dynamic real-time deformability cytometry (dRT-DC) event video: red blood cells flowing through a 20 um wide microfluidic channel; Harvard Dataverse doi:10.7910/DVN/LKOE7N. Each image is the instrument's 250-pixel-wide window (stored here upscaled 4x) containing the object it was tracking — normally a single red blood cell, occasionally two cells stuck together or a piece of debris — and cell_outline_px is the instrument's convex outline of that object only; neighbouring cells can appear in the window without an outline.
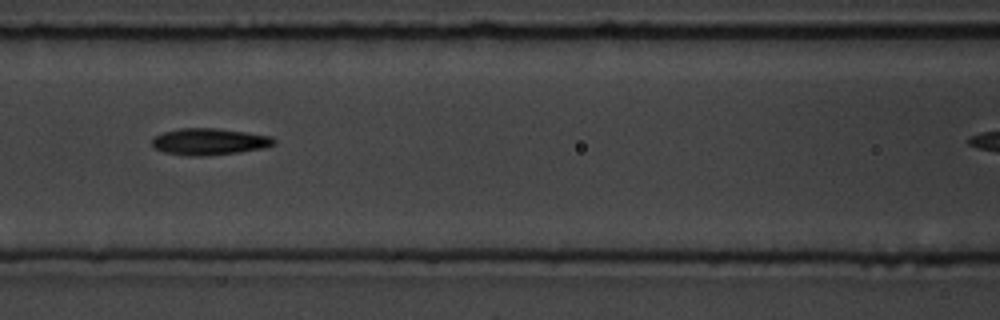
{"species": "common noctule bat (a hibernating species)", "species_latin": "Nyctalus noctula", "temperature_condition": "room temperature", "stored_images_in_passage": 4, "camera_frame_rate_fps": 3000, "um_per_image_px": 0.085, "animal": {"sex": "male", "body_mass_g": 19.5, "forearm_length_mm": 54.6}, "frame": {"image": 1, "passage_image": 3, "time_ms": 2.0, "image_size_px": [1000, 320], "cell_outline_px": [[276, 144], [264, 148], [240, 152], [204, 156], [188, 156], [164, 152], [152, 148], [152, 140], [156, 136], [164, 132], [180, 128], [216, 128], [272, 136], [276, 140]], "centroid_in_image_um": [17.8, 12.05], "position_along_channel_um": 148.8, "area_um2": 19.02}}